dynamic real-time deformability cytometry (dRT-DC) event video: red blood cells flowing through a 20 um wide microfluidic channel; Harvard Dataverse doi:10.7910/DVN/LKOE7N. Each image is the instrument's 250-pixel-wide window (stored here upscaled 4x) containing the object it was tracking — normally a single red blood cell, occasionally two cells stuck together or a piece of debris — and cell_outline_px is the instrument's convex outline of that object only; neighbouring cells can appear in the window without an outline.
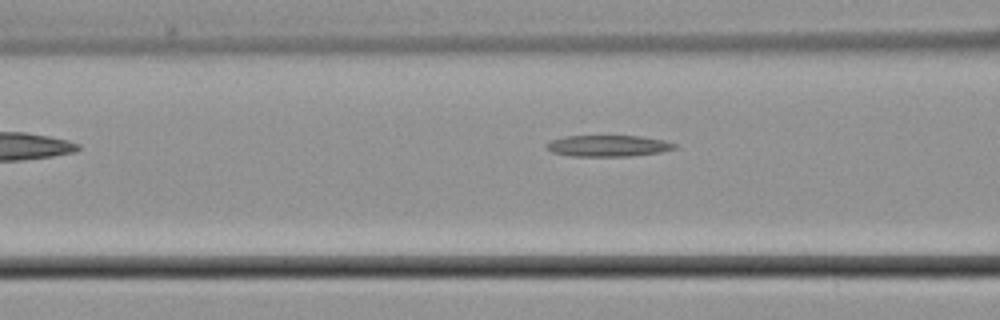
{"species": "common noctule bat (a hibernating species)", "species_latin": "Nyctalus noctula", "temperature_condition": "cold", "stored_images_in_passage": 3, "camera_frame_rate_fps": 3000, "um_per_image_px": 0.085, "animal": {"sex": "male", "body_mass_g": 21.5, "forearm_length_mm": 52.0}, "frame": {"image": 1, "passage_image": 3, "time_ms": 2.333, "image_size_px": [1000, 320], "cell_outline_px": [[676, 148], [660, 152], [628, 156], [572, 156], [552, 152], [544, 144], [548, 140], [564, 136], [640, 136], [664, 140], [676, 144]], "centroid_in_image_um": [51.64, 12.39], "position_along_channel_um": 115.0, "area_um2": 15.9}}